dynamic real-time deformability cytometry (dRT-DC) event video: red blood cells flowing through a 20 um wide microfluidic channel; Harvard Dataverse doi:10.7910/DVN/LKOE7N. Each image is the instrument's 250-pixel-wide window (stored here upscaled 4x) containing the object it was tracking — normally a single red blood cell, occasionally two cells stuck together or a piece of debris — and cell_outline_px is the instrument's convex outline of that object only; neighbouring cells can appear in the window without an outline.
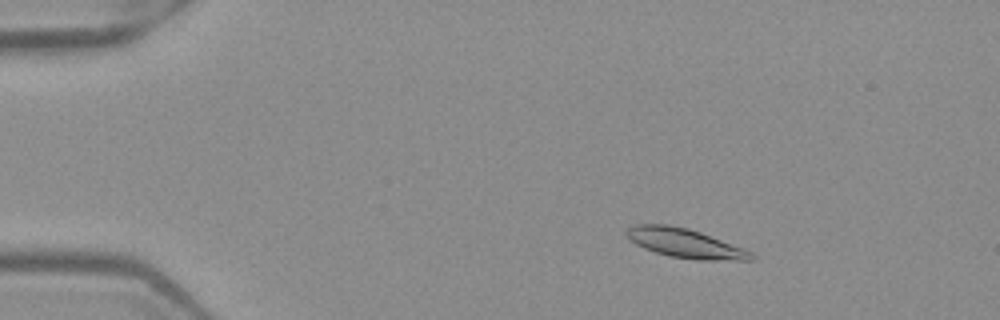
{"species": "Egyptian fruit bat (a non-hibernating species)", "species_latin": "Rousettus aegyptiacus", "temperature_condition": "warm", "stored_images_in_passage": 51, "camera_frame_rate_fps": 3000, "um_per_image_px": 0.085, "frame": {"image": 1, "passage_image": 8, "time_ms": 2.333, "image_size_px": [1000, 320], "cell_outline_px": [[756, 260], [696, 260], [668, 256], [644, 248], [628, 240], [624, 232], [628, 228], [636, 224], [668, 224], [688, 228], [700, 232], [744, 248], [752, 252], [756, 256]], "centroid_in_image_um": [58.23, 20.68], "position_along_channel_um": 26.8, "area_um2": 21.44}}
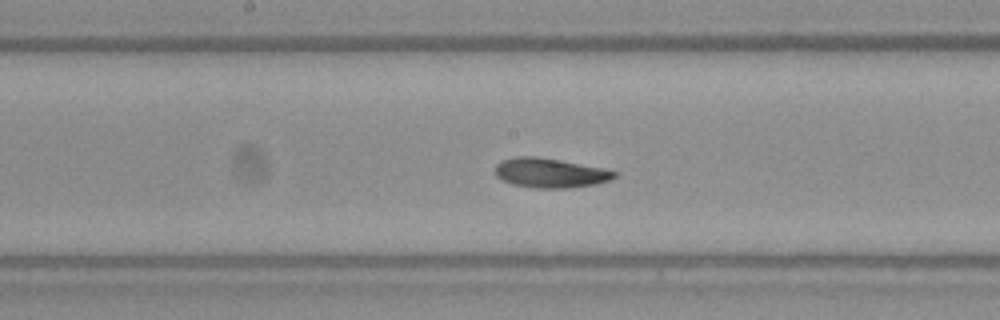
{"frame": {"image": 2, "passage_image": 27, "time_ms": 8.667, "image_size_px": [1000, 320], "cell_outline_px": [[620, 172], [612, 180], [596, 184], [568, 188], [536, 188], [512, 184], [496, 176], [492, 172], [496, 164], [500, 160], [516, 156], [536, 156], [560, 160]], "centroid_in_image_um": [46.73, 14.69], "position_along_channel_um": 201.5, "area_um2": 20.69}}
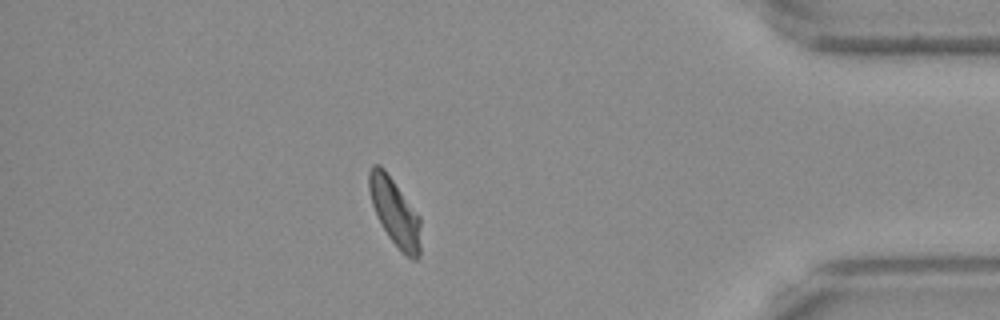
{"frame": {"image": 3, "passage_image": 45, "time_ms": 14.667, "image_size_px": [1000, 320], "cell_outline_px": [[420, 256], [416, 260], [412, 260], [404, 256], [388, 236], [376, 216], [372, 204], [368, 188], [368, 172], [372, 164], [380, 164], [384, 168], [420, 216]], "centroid_in_image_um": [33.55, 18.04], "position_along_channel_um": 401.6, "area_um2": 20.58}, "authors_computed_cell_mechanics": {"area_um2": 20.519, "velocity_mm_per_s": 3.9505, "shape_relaxation_time_tau1_ms": 2.5311, "shape_relaxation_time_tau2_ms": 2.8466, "deformation_change_tau1": 0.1295, "deformation_change_tau2": 0.0898}}